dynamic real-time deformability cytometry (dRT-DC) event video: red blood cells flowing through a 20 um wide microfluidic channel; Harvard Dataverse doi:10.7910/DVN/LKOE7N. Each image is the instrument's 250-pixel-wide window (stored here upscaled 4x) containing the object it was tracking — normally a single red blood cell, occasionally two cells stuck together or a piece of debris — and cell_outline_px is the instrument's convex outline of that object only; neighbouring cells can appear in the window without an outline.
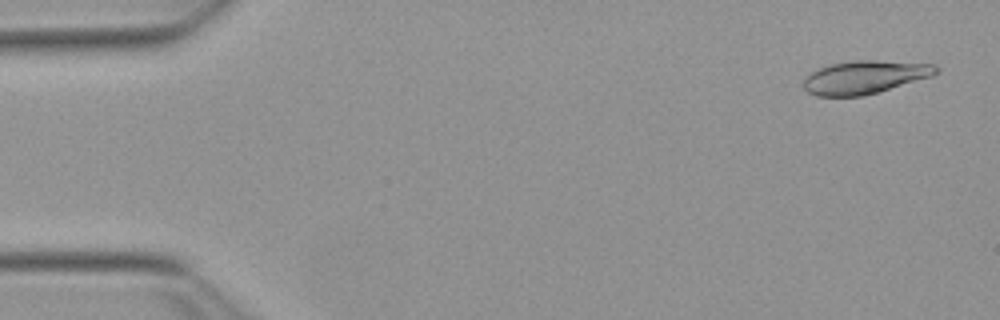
{"species": "Egyptian fruit bat (a non-hibernating species)", "species_latin": "Rousettus aegyptiacus", "temperature_condition": "warm", "stored_images_in_passage": 52, "camera_frame_rate_fps": 3000, "um_per_image_px": 0.085, "animal": {"sex": "female"}, "frame": {"image": 1, "passage_image": 2, "time_ms": 0.333, "image_size_px": [1000, 320], "cell_outline_px": [[940, 72], [932, 76], [864, 96], [816, 96], [808, 92], [804, 88], [804, 76], [828, 64], [856, 60], [876, 60], [936, 64], [940, 68]], "centroid_in_image_um": [73.52, 6.55], "position_along_channel_um": 11.5, "area_um2": 25.72}}
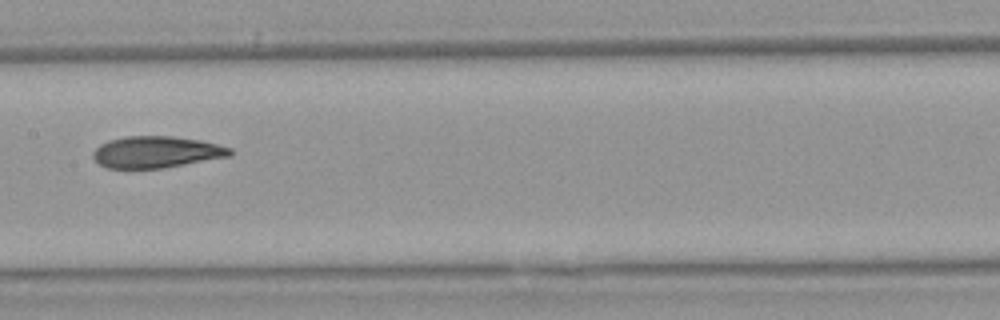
{"frame": {"image": 2, "passage_image": 26, "time_ms": 8.333, "image_size_px": [1000, 320], "cell_outline_px": [[232, 156], [164, 168], [108, 168], [100, 164], [92, 156], [92, 152], [100, 144], [108, 140], [128, 136], [172, 136], [200, 140], [232, 148]], "centroid_in_image_um": [13.3, 12.92], "position_along_channel_um": 194.1, "area_um2": 25.26}}
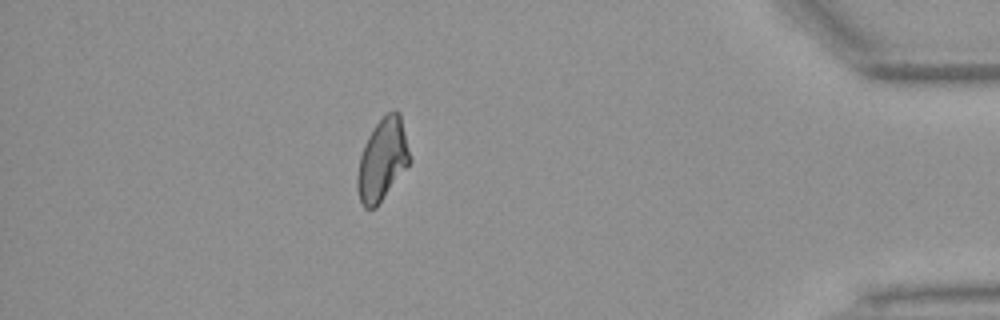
{"frame": {"image": 3, "passage_image": 46, "time_ms": 15.0, "image_size_px": [1000, 320], "cell_outline_px": [[412, 160], [376, 208], [364, 208], [360, 204], [356, 188], [356, 176], [360, 156], [364, 144], [372, 128], [388, 112], [400, 112]], "centroid_in_image_um": [32.49, 13.61], "position_along_channel_um": 402.7, "area_um2": 25.14}, "authors_computed_cell_mechanics": {"area_um2": 25.5476, "velocity_mm_per_s": 3.821, "shape_relaxation_time_tau1_ms": null, "shape_relaxation_time_tau2_ms": 3.4746, "deformation_change_tau1": null, "deformation_change_tau2": 0.098}}